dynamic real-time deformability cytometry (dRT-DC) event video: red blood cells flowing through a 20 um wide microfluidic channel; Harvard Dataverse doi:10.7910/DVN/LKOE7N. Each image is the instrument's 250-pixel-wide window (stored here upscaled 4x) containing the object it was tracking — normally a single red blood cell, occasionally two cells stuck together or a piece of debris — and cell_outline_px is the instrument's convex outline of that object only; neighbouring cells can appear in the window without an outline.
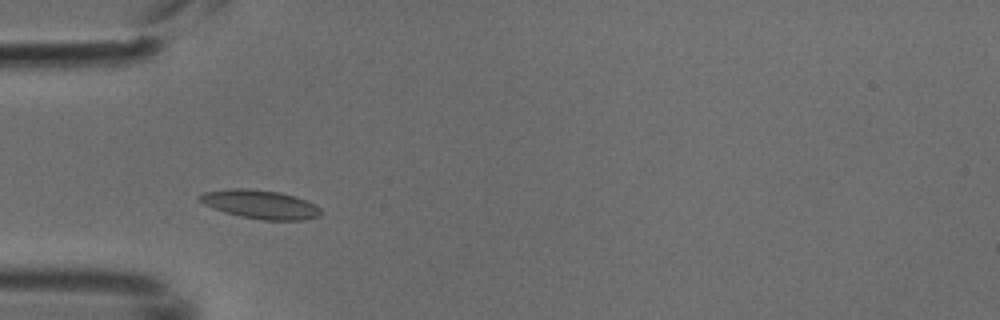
{"species": "common noctule bat (a hibernating species)", "species_latin": "Nyctalus noctula", "temperature_condition": "cold", "stored_images_in_passage": 4, "camera_frame_rate_fps": 3000, "um_per_image_px": 0.085, "animal": {"sex": "male", "body_mass_g": 18.8}, "frame": {"image": 1, "passage_image": 1, "time_ms": 0.0, "image_size_px": [1000, 320], "cell_outline_px": [[324, 212], [320, 216], [304, 220], [264, 220], [240, 216], [224, 212], [204, 204], [196, 196], [204, 192], [232, 188], [248, 188], [280, 192], [316, 204]], "centroid_in_image_um": [22.14, 17.37], "position_along_channel_um": 62.9, "area_um2": 20.29}}
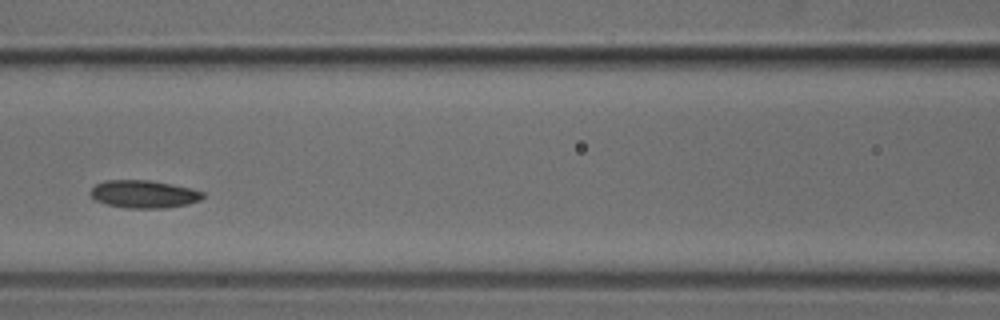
{"frame": {"image": 2, "passage_image": 3, "time_ms": 0.667, "image_size_px": [1000, 320], "cell_outline_px": [[204, 196], [200, 200], [188, 204], [168, 208], [128, 208], [108, 204], [96, 200], [92, 196], [92, 188], [96, 184], [104, 180], [148, 180], [172, 184], [192, 188], [204, 192]], "centroid_in_image_um": [12.28, 16.5], "position_along_channel_um": 154.3, "area_um2": 18.09}}
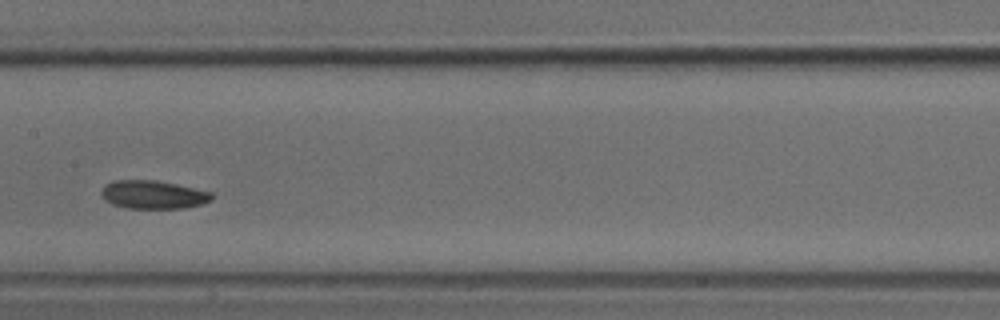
{"frame": {"image": 3, "passage_image": 4, "time_ms": 1.0, "image_size_px": [1000, 320], "cell_outline_px": [[212, 200], [200, 204], [184, 208], [128, 208], [112, 204], [104, 200], [100, 192], [104, 184], [112, 180], [156, 180], [176, 184], [212, 192]], "centroid_in_image_um": [12.97, 16.53], "position_along_channel_um": 194.4, "area_um2": 18.26}}